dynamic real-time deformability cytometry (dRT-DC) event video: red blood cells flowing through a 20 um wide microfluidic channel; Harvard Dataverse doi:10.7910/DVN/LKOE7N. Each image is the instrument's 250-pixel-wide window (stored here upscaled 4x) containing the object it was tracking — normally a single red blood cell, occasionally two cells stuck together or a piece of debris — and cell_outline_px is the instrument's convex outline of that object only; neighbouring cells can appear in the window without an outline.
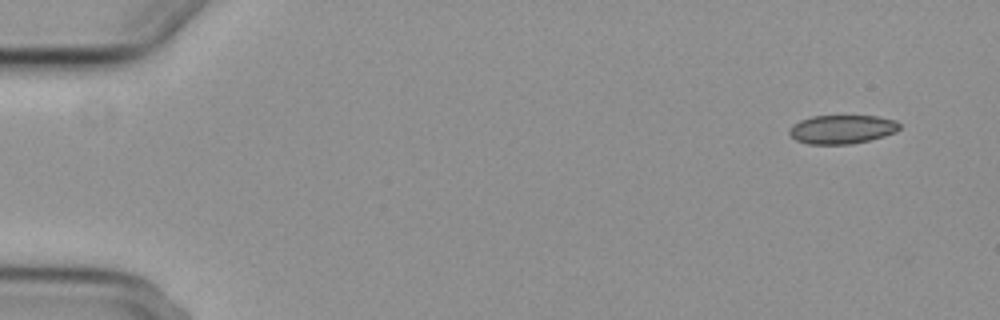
{"species": "common noctule bat (a hibernating species)", "species_latin": "Nyctalus noctula", "temperature_condition": "cold", "stored_images_in_passage": 5, "camera_frame_rate_fps": 3000, "um_per_image_px": 0.085, "animal": {"sex": "female", "body_mass_g": 29.2, "forearm_length_mm": 56.3}, "frame": {"image": 1, "passage_image": 1, "time_ms": 0.0, "image_size_px": [1000, 320], "cell_outline_px": [[900, 128], [896, 132], [884, 136], [852, 144], [808, 144], [796, 140], [788, 132], [800, 120], [812, 116], [876, 116], [896, 120], [900, 124]], "centroid_in_image_um": [71.61, 10.99], "position_along_channel_um": 13.4, "area_um2": 18.32}}
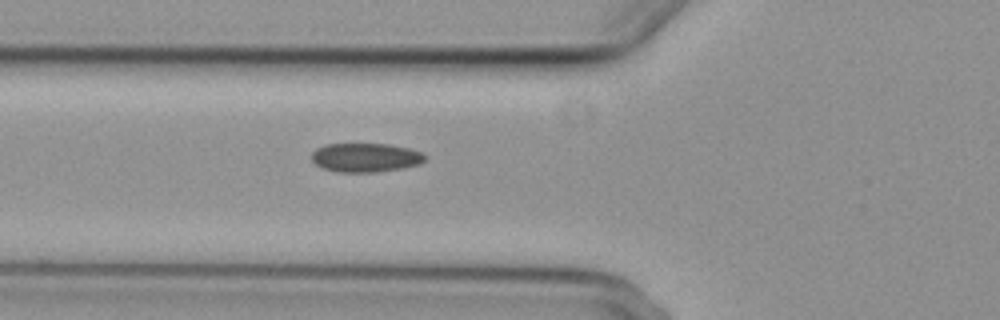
{"frame": {"image": 2, "passage_image": 5, "time_ms": 5.667, "image_size_px": [1000, 320], "cell_outline_px": [[424, 160], [420, 164], [400, 168], [376, 172], [336, 172], [324, 168], [316, 164], [312, 160], [312, 152], [316, 148], [324, 144], [388, 144], [408, 148], [420, 152], [424, 156]], "centroid_in_image_um": [31.03, 13.39], "position_along_channel_um": 94.8, "area_um2": 18.96}}